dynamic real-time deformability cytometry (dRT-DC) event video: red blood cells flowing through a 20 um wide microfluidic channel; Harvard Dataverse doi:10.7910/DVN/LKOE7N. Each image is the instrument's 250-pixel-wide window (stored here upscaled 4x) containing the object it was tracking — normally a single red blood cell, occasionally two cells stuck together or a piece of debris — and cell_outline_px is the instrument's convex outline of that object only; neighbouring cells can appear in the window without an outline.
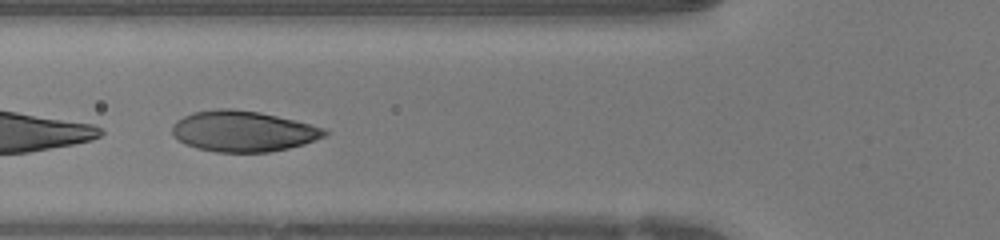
{"species": "human", "species_latin": "Homo sapiens", "temperature_condition": "warm", "stored_images_in_passage": 30, "camera_frame_rate_fps": 3000, "um_per_image_px": 0.085, "donor": {"sex": "female"}, "frame": {"image": 1, "passage_image": 6, "time_ms": 1.667, "image_size_px": [1000, 240], "cell_outline_px": [[328, 132], [324, 136], [316, 140], [304, 144], [288, 148], [268, 152], [216, 152], [196, 148], [184, 144], [172, 136], [172, 124], [176, 120], [192, 112], [216, 108], [232, 108], [260, 112], [296, 120], [324, 128]], "centroid_in_image_um": [20.62, 11.15], "position_along_channel_um": 105.2, "area_um2": 36.53}}
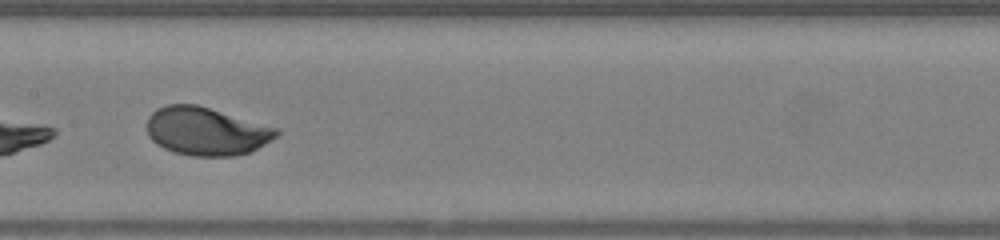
{"frame": {"image": 2, "passage_image": 12, "time_ms": 3.667, "image_size_px": [1000, 240], "cell_outline_px": [[280, 136], [252, 152], [232, 156], [192, 156], [176, 152], [164, 148], [156, 144], [148, 136], [148, 116], [156, 108], [168, 104], [196, 104], [280, 128]], "centroid_in_image_um": [17.58, 11.16], "position_along_channel_um": 189.8, "area_um2": 36.7}}
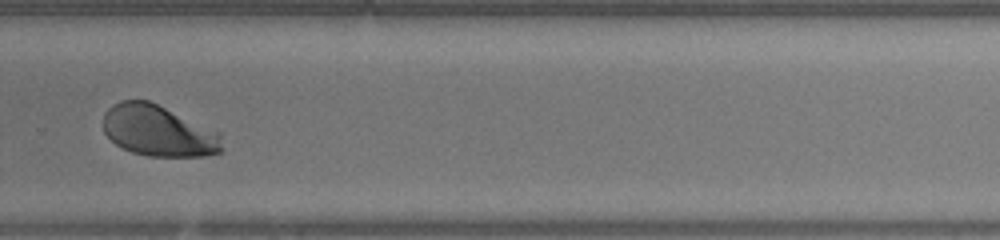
{"frame": {"image": 3, "passage_image": 21, "time_ms": 6.667, "image_size_px": [1000, 240], "cell_outline_px": [[220, 152], [208, 156], [148, 156], [132, 152], [116, 144], [104, 132], [104, 112], [112, 104], [120, 100], [148, 100], [220, 132]], "centroid_in_image_um": [13.44, 11.11], "position_along_channel_um": 316.4, "area_um2": 35.14}, "authors_computed_cell_mechanics": {"area_um2": 36.4718, "velocity_mm_per_s": 4.2279, "shape_relaxation_time_tau1_ms": 1.9246, "shape_relaxation_time_tau2_ms": null, "deformation_change_tau1": 0.153, "deformation_change_tau2": null}}